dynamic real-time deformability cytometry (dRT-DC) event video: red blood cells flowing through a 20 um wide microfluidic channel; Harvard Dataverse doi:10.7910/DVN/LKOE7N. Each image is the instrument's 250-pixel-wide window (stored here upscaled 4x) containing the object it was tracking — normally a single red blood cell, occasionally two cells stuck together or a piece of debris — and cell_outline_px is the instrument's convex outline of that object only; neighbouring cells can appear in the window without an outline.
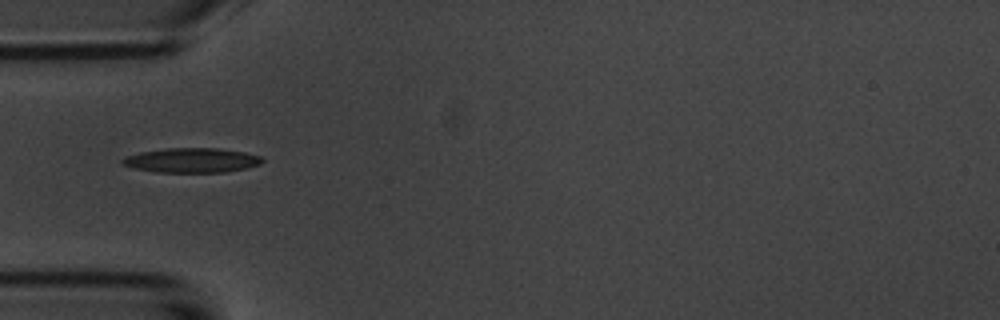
{"species": "common noctule bat (a hibernating species)", "species_latin": "Nyctalus noctula", "temperature_condition": "room temperature", "stored_images_in_passage": 31, "camera_frame_rate_fps": 3000, "um_per_image_px": 0.085, "animal": {"sex": "male", "body_mass_g": 20.1, "forearm_length_mm": 53.5}, "frame": {"image": 1, "passage_image": 1, "time_ms": 0.0, "image_size_px": [1000, 320], "cell_outline_px": [[264, 160], [260, 164], [248, 168], [224, 172], [156, 172], [132, 168], [120, 164], [120, 160], [124, 156], [140, 152], [164, 148], [220, 148], [244, 152], [260, 156]], "centroid_in_image_um": [16.25, 13.62], "position_along_channel_um": 68.8, "area_um2": 20.29}}
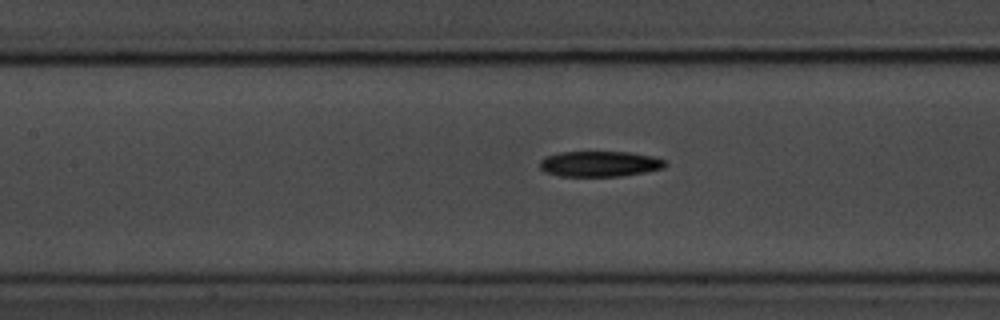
{"frame": {"image": 2, "passage_image": 8, "time_ms": 2.333, "image_size_px": [1000, 320], "cell_outline_px": [[668, 164], [664, 168], [644, 172], [620, 176], [560, 176], [544, 172], [540, 168], [540, 160], [548, 156], [560, 152], [628, 152], [652, 156], [664, 160]], "centroid_in_image_um": [50.97, 13.93], "position_along_channel_um": 156.4, "area_um2": 18.61}}
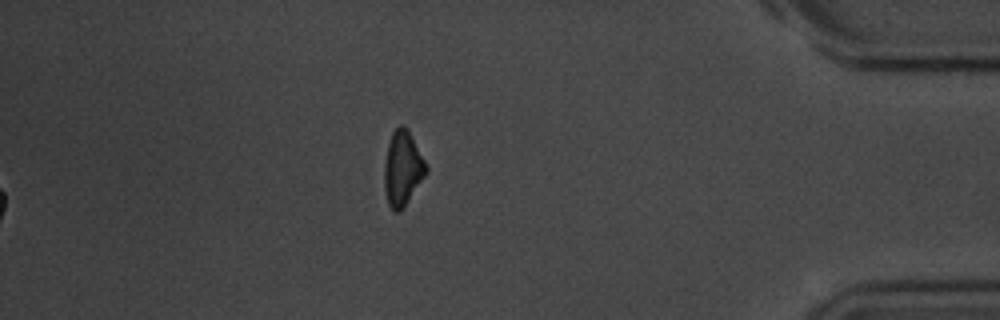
{"frame": {"image": 3, "passage_image": 31, "time_ms": 10.0, "image_size_px": [1000, 320], "cell_outline_px": [[428, 172], [404, 208], [400, 212], [392, 212], [388, 204], [384, 192], [384, 164], [388, 144], [392, 132], [400, 124], [404, 124], [408, 128], [428, 168]], "centroid_in_image_um": [34.21, 14.35], "position_along_channel_um": 401.0, "area_um2": 18.55}, "authors_computed_cell_mechanics": {"area_um2": 19.074, "velocity_mm_per_s": 3.7199, "shape_relaxation_time_tau1_ms": 4.9348, "shape_relaxation_time_tau2_ms": null, "deformation_change_tau1": 0.1434, "deformation_change_tau2": null}}